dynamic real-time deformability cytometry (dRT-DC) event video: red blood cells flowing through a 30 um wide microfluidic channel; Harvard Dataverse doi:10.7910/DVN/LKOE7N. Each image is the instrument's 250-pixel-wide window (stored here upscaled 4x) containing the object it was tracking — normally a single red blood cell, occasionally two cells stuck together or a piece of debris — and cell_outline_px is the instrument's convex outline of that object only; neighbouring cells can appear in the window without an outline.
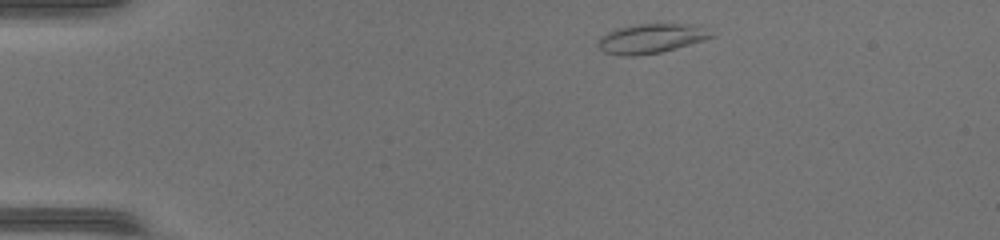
{"species": "common noctule bat (a hibernating species)", "species_latin": "Nyctalus noctula", "temperature_condition": "warm", "stored_images_in_passage": 41, "camera_frame_rate_fps": 3000, "um_per_image_px": 0.085, "animal": {"sex": "female", "body_mass_g": 17.0, "forearm_length_mm": 48.0}, "frame": {"image": 1, "passage_image": 2, "time_ms": 0.333, "image_size_px": [1000, 240], "cell_outline_px": [[716, 36], [704, 40], [676, 48], [660, 52], [636, 56], [620, 56], [604, 52], [596, 44], [596, 40], [600, 36], [616, 28], [636, 24], [692, 24]], "centroid_in_image_um": [55.25, 3.28], "position_along_channel_um": 29.8, "area_um2": 19.36}}
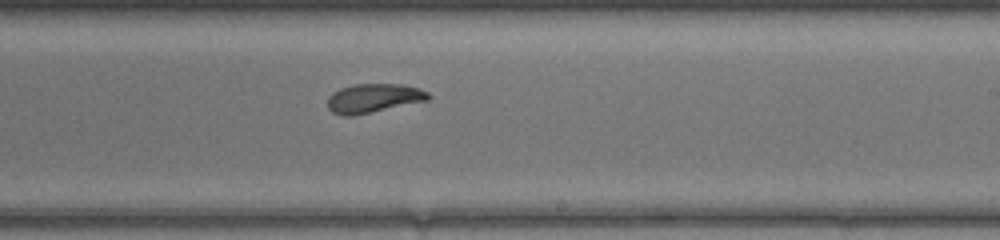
{"frame": {"image": 2, "passage_image": 23, "time_ms": 7.333, "image_size_px": [1000, 240], "cell_outline_px": [[432, 96], [428, 100], [352, 116], [344, 116], [332, 112], [328, 108], [328, 96], [332, 92], [340, 88], [356, 84], [400, 84], [420, 88], [428, 92]], "centroid_in_image_um": [31.75, 8.34], "position_along_channel_um": 257.3, "area_um2": 16.99}}
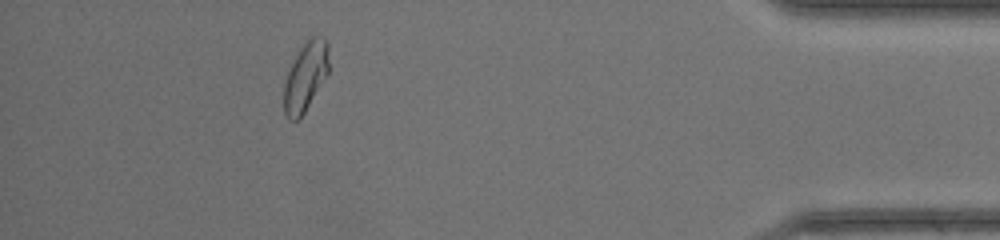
{"frame": {"image": 3, "passage_image": 37, "time_ms": 12.0, "image_size_px": [1000, 240], "cell_outline_px": [[328, 72], [304, 112], [296, 120], [288, 120], [284, 112], [284, 84], [288, 72], [300, 48], [312, 36], [324, 36], [328, 44]], "centroid_in_image_um": [25.97, 6.49], "position_along_channel_um": 409.2, "area_um2": 17.57}, "authors_computed_cell_mechanics": {"area_um2": 18.0336, "velocity_mm_per_s": 4.3166, "shape_relaxation_time_tau1_ms": 7.0244, "shape_relaxation_time_tau2_ms": 2.0772, "deformation_change_tau1": 0.1987, "deformation_change_tau2": 0.0758}}